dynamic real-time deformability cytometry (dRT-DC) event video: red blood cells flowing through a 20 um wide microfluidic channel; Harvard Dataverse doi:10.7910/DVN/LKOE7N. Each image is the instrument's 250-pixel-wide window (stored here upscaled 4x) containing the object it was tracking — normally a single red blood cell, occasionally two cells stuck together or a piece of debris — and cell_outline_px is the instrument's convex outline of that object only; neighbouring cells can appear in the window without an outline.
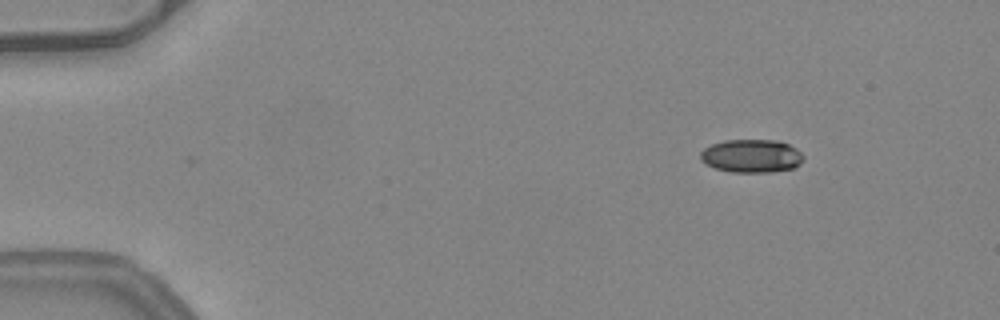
{"species": "common noctule bat (a hibernating species)", "species_latin": "Nyctalus noctula", "temperature_condition": "warm", "stored_images_in_passage": 11, "camera_frame_rate_fps": 3000, "um_per_image_px": 0.085, "animal": {"sex": "female", "body_mass_g": 24.6, "forearm_length_mm": 56.2}, "frame": {"image": 1, "passage_image": 1, "time_ms": 0.0, "image_size_px": [1000, 320], "cell_outline_px": [[804, 160], [800, 164], [792, 168], [772, 172], [732, 172], [716, 168], [700, 160], [700, 152], [704, 148], [712, 144], [724, 140], [776, 140], [788, 144], [796, 148], [804, 156]], "centroid_in_image_um": [63.89, 13.25], "position_along_channel_um": 21.1, "area_um2": 19.94}}
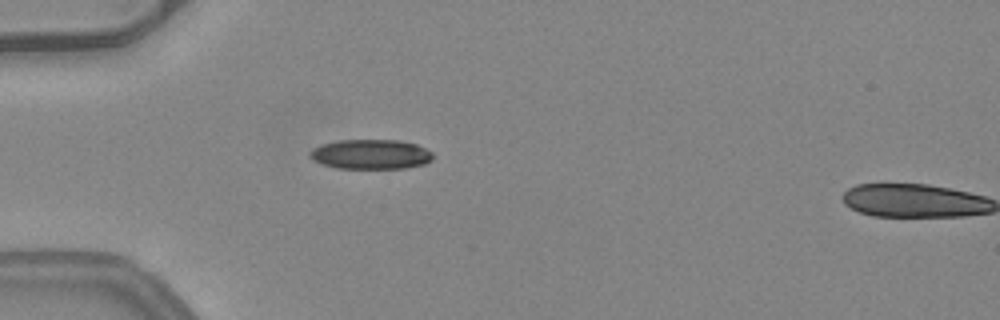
{"frame": {"image": 2, "passage_image": 10, "time_ms": 3.0, "image_size_px": [1000, 320], "cell_outline_px": [[432, 160], [424, 164], [404, 168], [336, 168], [312, 160], [308, 156], [308, 152], [312, 148], [320, 144], [340, 140], [400, 140], [416, 144], [432, 152]], "centroid_in_image_um": [31.48, 13.11], "position_along_channel_um": 53.5, "area_um2": 21.39}}